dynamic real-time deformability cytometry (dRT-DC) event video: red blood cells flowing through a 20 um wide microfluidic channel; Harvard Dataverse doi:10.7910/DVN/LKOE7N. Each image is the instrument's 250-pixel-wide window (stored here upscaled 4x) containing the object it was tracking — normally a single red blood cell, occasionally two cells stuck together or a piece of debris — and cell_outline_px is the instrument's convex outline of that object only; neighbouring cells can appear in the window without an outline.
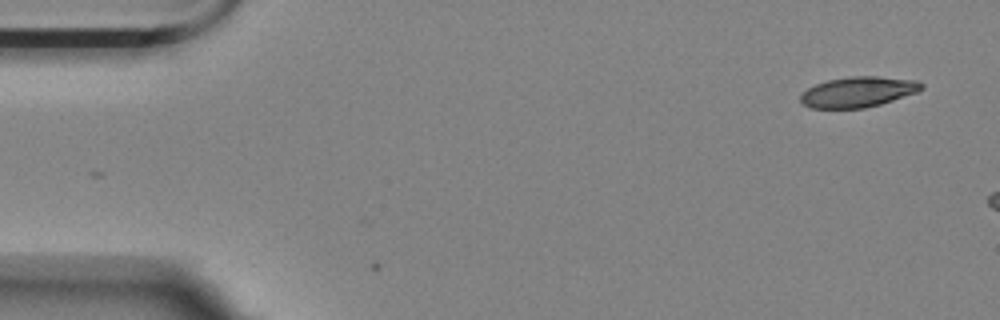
{"species": "Egyptian fruit bat (a non-hibernating species)", "species_latin": "Rousettus aegyptiacus", "temperature_condition": "room temperature", "stored_images_in_passage": 2, "camera_frame_rate_fps": 3000, "um_per_image_px": 0.085, "animal": {"sex": "female"}, "frame": {"image": 1, "passage_image": 2, "time_ms": 0.333, "image_size_px": [1000, 320], "cell_outline_px": [[924, 88], [916, 92], [880, 104], [864, 108], [812, 108], [804, 104], [800, 100], [800, 96], [808, 88], [816, 84], [828, 80], [852, 76], [876, 76], [916, 80], [924, 84]], "centroid_in_image_um": [72.95, 7.81], "position_along_channel_um": 12.1, "area_um2": 21.21}}